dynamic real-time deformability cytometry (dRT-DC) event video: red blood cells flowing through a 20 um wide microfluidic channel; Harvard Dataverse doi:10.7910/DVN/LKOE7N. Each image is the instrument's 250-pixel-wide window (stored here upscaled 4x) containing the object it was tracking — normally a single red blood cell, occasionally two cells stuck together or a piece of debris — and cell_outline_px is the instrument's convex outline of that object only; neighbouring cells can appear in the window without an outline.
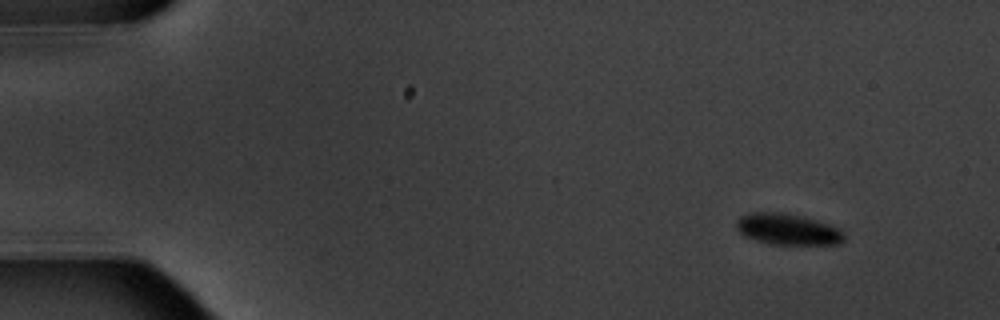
{"species": "common noctule bat (a hibernating species)", "species_latin": "Nyctalus noctula", "temperature_condition": "warm", "stored_images_in_passage": 4, "camera_frame_rate_fps": 3000, "um_per_image_px": 0.085, "animal": {"sex": "male", "body_mass_g": 20.1, "forearm_length_mm": 53.5}, "frame": {"image": 1, "passage_image": 1, "time_ms": 0.0, "image_size_px": [1000, 320], "cell_outline_px": [[844, 240], [836, 244], [772, 244], [756, 240], [744, 236], [736, 228], [736, 220], [740, 216], [756, 212], [780, 212], [804, 216], [836, 228], [844, 232]], "centroid_in_image_um": [66.91, 19.48], "position_along_channel_um": 18.1, "area_um2": 19.31}}